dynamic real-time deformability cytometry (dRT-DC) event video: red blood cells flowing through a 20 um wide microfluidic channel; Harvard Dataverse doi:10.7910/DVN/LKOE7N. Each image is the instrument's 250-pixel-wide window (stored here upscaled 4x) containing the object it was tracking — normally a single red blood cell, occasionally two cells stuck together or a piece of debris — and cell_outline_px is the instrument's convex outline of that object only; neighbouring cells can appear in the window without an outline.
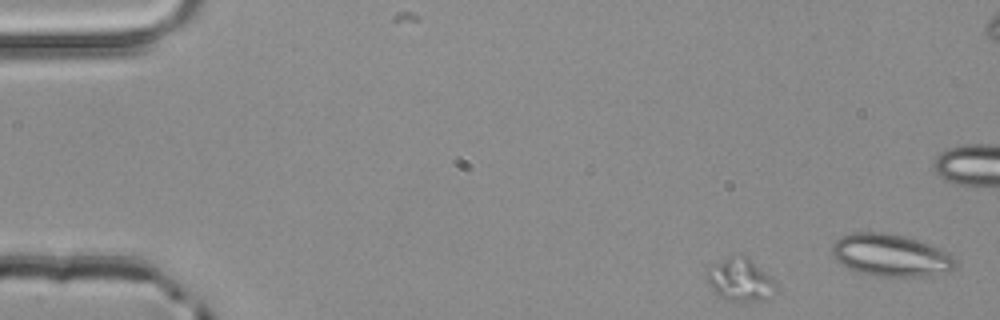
{"species": "common noctule bat (a hibernating species)", "species_latin": "Nyctalus noctula", "temperature_condition": "room temperature", "stored_images_in_passage": 3, "camera_frame_rate_fps": 3000, "um_per_image_px": 0.085, "animal": {"sex": "male", "body_mass_g": 20.4}, "frame": {"image": 1, "passage_image": 1, "time_ms": 0.0, "image_size_px": [1000, 320], "cell_outline_px": [[776, 288], [764, 300], [728, 300], [720, 296], [708, 284], [704, 272], [708, 268], [724, 260], [744, 256], [748, 256], [776, 280]], "centroid_in_image_um": [62.93, 23.78], "position_along_channel_um": 22.1, "area_um2": 16.7}}